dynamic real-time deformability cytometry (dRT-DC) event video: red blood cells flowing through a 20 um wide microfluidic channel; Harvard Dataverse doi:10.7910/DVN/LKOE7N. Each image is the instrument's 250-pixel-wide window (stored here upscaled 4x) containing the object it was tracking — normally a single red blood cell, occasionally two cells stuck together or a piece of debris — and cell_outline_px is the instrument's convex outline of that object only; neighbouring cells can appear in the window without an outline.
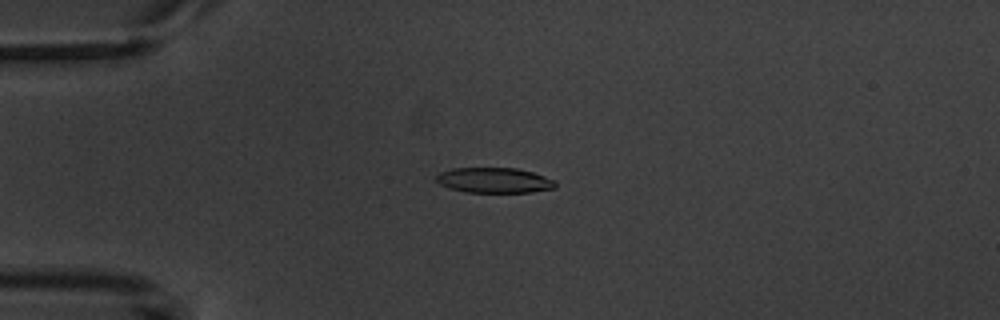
{"species": "common noctule bat (a hibernating species)", "species_latin": "Nyctalus noctula", "temperature_condition": "warm", "stored_images_in_passage": 7, "camera_frame_rate_fps": 3000, "um_per_image_px": 0.085, "animal": {"sex": "male", "body_mass_g": 20.1, "forearm_length_mm": 53.5}, "frame": {"image": 1, "passage_image": 2, "time_ms": 2.0, "image_size_px": [1000, 320], "cell_outline_px": [[556, 188], [532, 192], [464, 192], [448, 188], [440, 184], [436, 180], [436, 176], [440, 172], [452, 168], [516, 168], [532, 172], [556, 180]], "centroid_in_image_um": [42.01, 15.33], "position_along_channel_um": 43.0, "area_um2": 17.63}}
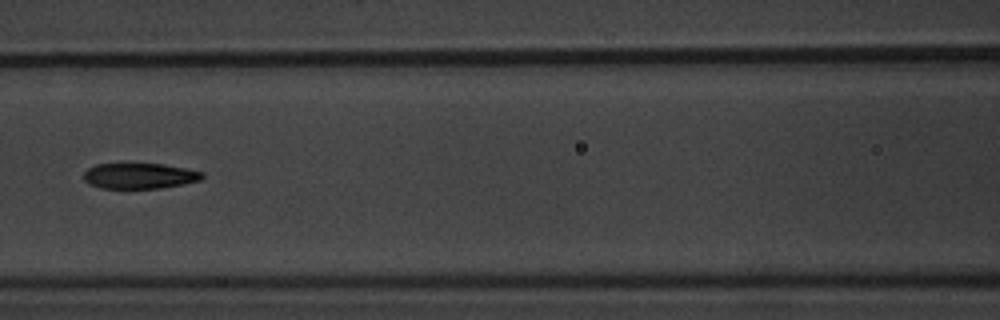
{"frame": {"image": 2, "passage_image": 5, "time_ms": 5.667, "image_size_px": [1000, 320], "cell_outline_px": [[204, 176], [200, 180], [184, 184], [160, 188], [100, 188], [88, 184], [84, 180], [84, 172], [88, 168], [96, 164], [164, 164], [204, 172]], "centroid_in_image_um": [11.85, 14.95], "position_along_channel_um": 154.7, "area_um2": 17.69}}
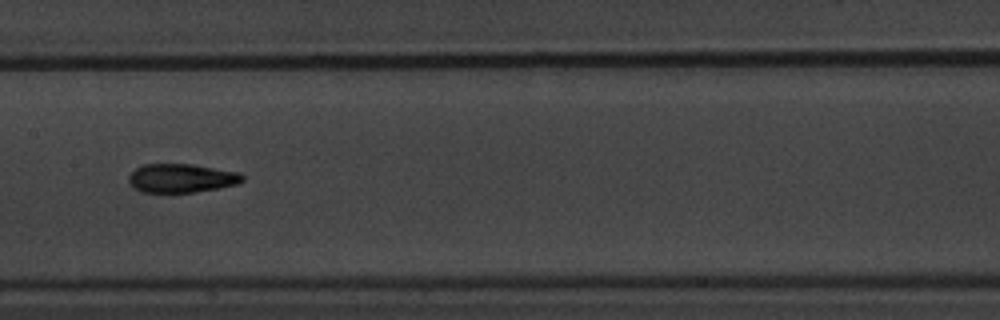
{"frame": {"image": 3, "passage_image": 6, "time_ms": 6.667, "image_size_px": [1000, 320], "cell_outline_px": [[244, 180], [236, 184], [220, 188], [196, 192], [144, 192], [136, 188], [128, 180], [128, 176], [136, 168], [144, 164], [192, 164], [240, 172], [244, 176]], "centroid_in_image_um": [15.46, 15.14], "position_along_channel_um": 191.9, "area_um2": 19.02}}